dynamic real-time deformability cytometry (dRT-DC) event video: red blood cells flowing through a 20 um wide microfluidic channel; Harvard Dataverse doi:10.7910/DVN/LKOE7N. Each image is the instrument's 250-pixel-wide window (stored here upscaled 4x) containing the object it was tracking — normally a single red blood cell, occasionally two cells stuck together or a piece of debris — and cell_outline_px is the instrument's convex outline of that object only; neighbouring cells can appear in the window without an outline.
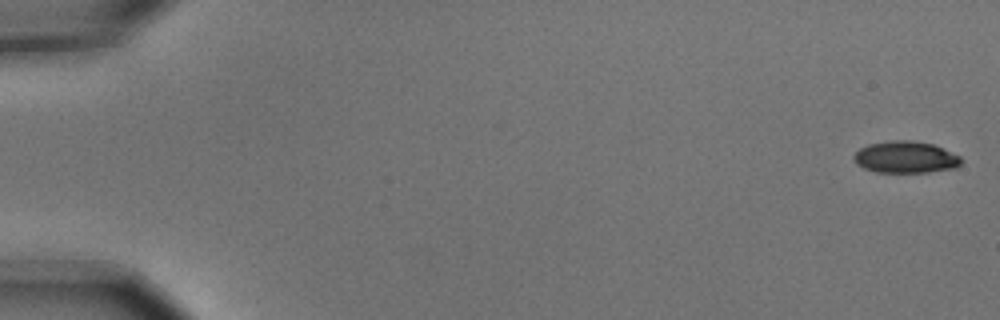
{"species": "common noctule bat (a hibernating species)", "species_latin": "Nyctalus noctula", "temperature_condition": "cold", "stored_images_in_passage": 10, "camera_frame_rate_fps": 3000, "um_per_image_px": 0.085, "animal": {"sex": "male", "body_mass_g": 15.6}, "frame": {"image": 1, "passage_image": 1, "time_ms": 0.0, "image_size_px": [1000, 320], "cell_outline_px": [[964, 160], [956, 168], [928, 172], [876, 172], [864, 168], [856, 164], [852, 160], [852, 156], [860, 148], [868, 144], [892, 140], [912, 140], [932, 144], [960, 156]], "centroid_in_image_um": [76.95, 13.36], "position_along_channel_um": 8.0, "area_um2": 20.0}}
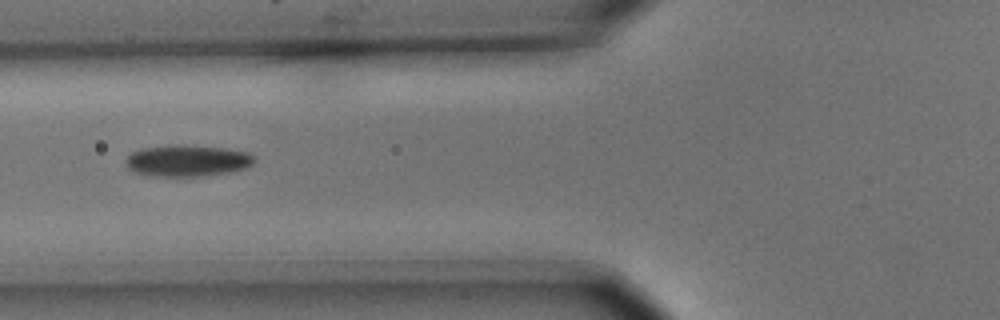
{"frame": {"image": 2, "passage_image": 7, "time_ms": 2.0, "image_size_px": [1000, 320], "cell_outline_px": [[256, 160], [248, 168], [208, 176], [144, 176], [128, 168], [124, 160], [132, 152], [144, 148], [176, 144], [228, 148], [248, 152], [256, 156]], "centroid_in_image_um": [15.96, 13.66], "position_along_channel_um": 109.8, "area_um2": 23.99}}
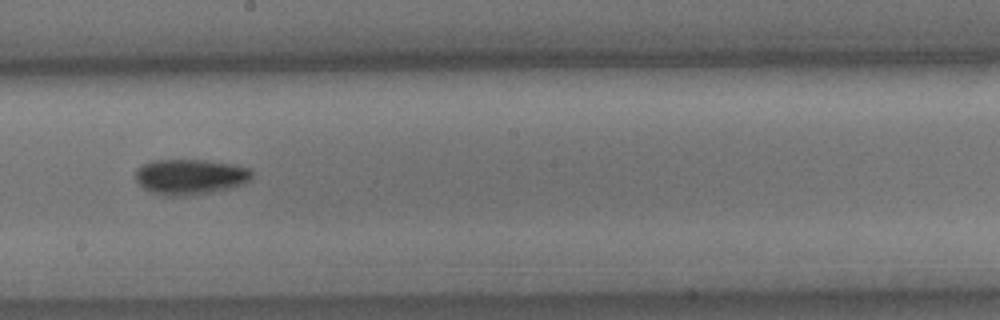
{"frame": {"image": 3, "passage_image": 10, "time_ms": 3.0, "image_size_px": [1000, 320], "cell_outline_px": [[252, 176], [244, 184], [232, 188], [212, 192], [184, 196], [164, 196], [152, 192], [144, 188], [136, 180], [136, 168], [152, 160], [208, 160], [232, 164], [248, 168], [252, 172]], "centroid_in_image_um": [16.17, 15.03], "position_along_channel_um": 232.0, "area_um2": 24.1}}